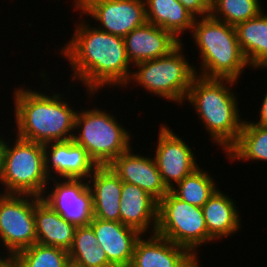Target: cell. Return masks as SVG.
<instances>
[{"mask_svg":"<svg viewBox=\"0 0 267 267\" xmlns=\"http://www.w3.org/2000/svg\"><path fill=\"white\" fill-rule=\"evenodd\" d=\"M208 234L214 239L228 237L239 231L240 217L235 201L220 191L216 192L202 206Z\"/></svg>","mask_w":267,"mask_h":267,"instance_id":"cell-21","label":"cell"},{"mask_svg":"<svg viewBox=\"0 0 267 267\" xmlns=\"http://www.w3.org/2000/svg\"><path fill=\"white\" fill-rule=\"evenodd\" d=\"M262 11L260 0H211L210 15L234 27Z\"/></svg>","mask_w":267,"mask_h":267,"instance_id":"cell-27","label":"cell"},{"mask_svg":"<svg viewBox=\"0 0 267 267\" xmlns=\"http://www.w3.org/2000/svg\"><path fill=\"white\" fill-rule=\"evenodd\" d=\"M123 39L133 66L167 55L180 43L170 32L148 22L133 29Z\"/></svg>","mask_w":267,"mask_h":267,"instance_id":"cell-17","label":"cell"},{"mask_svg":"<svg viewBox=\"0 0 267 267\" xmlns=\"http://www.w3.org/2000/svg\"><path fill=\"white\" fill-rule=\"evenodd\" d=\"M158 202L140 187L122 183L120 199V222L145 234L149 228L155 233ZM151 225V227H150Z\"/></svg>","mask_w":267,"mask_h":267,"instance_id":"cell-19","label":"cell"},{"mask_svg":"<svg viewBox=\"0 0 267 267\" xmlns=\"http://www.w3.org/2000/svg\"><path fill=\"white\" fill-rule=\"evenodd\" d=\"M0 267H20L16 255L8 254L7 257H0Z\"/></svg>","mask_w":267,"mask_h":267,"instance_id":"cell-31","label":"cell"},{"mask_svg":"<svg viewBox=\"0 0 267 267\" xmlns=\"http://www.w3.org/2000/svg\"><path fill=\"white\" fill-rule=\"evenodd\" d=\"M178 1L195 18H201L210 15L211 0H178Z\"/></svg>","mask_w":267,"mask_h":267,"instance_id":"cell-29","label":"cell"},{"mask_svg":"<svg viewBox=\"0 0 267 267\" xmlns=\"http://www.w3.org/2000/svg\"><path fill=\"white\" fill-rule=\"evenodd\" d=\"M187 248L157 233L136 241L130 267H194L199 261Z\"/></svg>","mask_w":267,"mask_h":267,"instance_id":"cell-15","label":"cell"},{"mask_svg":"<svg viewBox=\"0 0 267 267\" xmlns=\"http://www.w3.org/2000/svg\"><path fill=\"white\" fill-rule=\"evenodd\" d=\"M234 160L267 161V127L244 121L235 144L226 152Z\"/></svg>","mask_w":267,"mask_h":267,"instance_id":"cell-25","label":"cell"},{"mask_svg":"<svg viewBox=\"0 0 267 267\" xmlns=\"http://www.w3.org/2000/svg\"><path fill=\"white\" fill-rule=\"evenodd\" d=\"M40 199L34 195L0 193V242L7 254L16 255L37 243L34 212Z\"/></svg>","mask_w":267,"mask_h":267,"instance_id":"cell-9","label":"cell"},{"mask_svg":"<svg viewBox=\"0 0 267 267\" xmlns=\"http://www.w3.org/2000/svg\"><path fill=\"white\" fill-rule=\"evenodd\" d=\"M6 144V140L0 137V175L2 171L3 151Z\"/></svg>","mask_w":267,"mask_h":267,"instance_id":"cell-32","label":"cell"},{"mask_svg":"<svg viewBox=\"0 0 267 267\" xmlns=\"http://www.w3.org/2000/svg\"><path fill=\"white\" fill-rule=\"evenodd\" d=\"M37 243L69 251L76 226L67 222L42 199L35 204Z\"/></svg>","mask_w":267,"mask_h":267,"instance_id":"cell-20","label":"cell"},{"mask_svg":"<svg viewBox=\"0 0 267 267\" xmlns=\"http://www.w3.org/2000/svg\"><path fill=\"white\" fill-rule=\"evenodd\" d=\"M194 267H202V266H200L199 262H198Z\"/></svg>","mask_w":267,"mask_h":267,"instance_id":"cell-33","label":"cell"},{"mask_svg":"<svg viewBox=\"0 0 267 267\" xmlns=\"http://www.w3.org/2000/svg\"><path fill=\"white\" fill-rule=\"evenodd\" d=\"M14 145L6 141L3 151L0 184L5 194H26L42 197L51 181L45 170L44 145L15 138ZM48 189V190H46Z\"/></svg>","mask_w":267,"mask_h":267,"instance_id":"cell-6","label":"cell"},{"mask_svg":"<svg viewBox=\"0 0 267 267\" xmlns=\"http://www.w3.org/2000/svg\"><path fill=\"white\" fill-rule=\"evenodd\" d=\"M155 233L187 248L194 256L200 245L215 241L208 234L202 208L180 200L171 191L158 202Z\"/></svg>","mask_w":267,"mask_h":267,"instance_id":"cell-8","label":"cell"},{"mask_svg":"<svg viewBox=\"0 0 267 267\" xmlns=\"http://www.w3.org/2000/svg\"><path fill=\"white\" fill-rule=\"evenodd\" d=\"M182 46L180 42L167 55L137 63L134 67L138 70L132 72L129 82L133 80L131 83L137 82L155 96L182 104L197 72L186 60Z\"/></svg>","mask_w":267,"mask_h":267,"instance_id":"cell-7","label":"cell"},{"mask_svg":"<svg viewBox=\"0 0 267 267\" xmlns=\"http://www.w3.org/2000/svg\"><path fill=\"white\" fill-rule=\"evenodd\" d=\"M82 22L60 50L74 72L72 80L81 81L90 97L105 85H128L132 70L123 37L92 27L84 19Z\"/></svg>","mask_w":267,"mask_h":267,"instance_id":"cell-1","label":"cell"},{"mask_svg":"<svg viewBox=\"0 0 267 267\" xmlns=\"http://www.w3.org/2000/svg\"><path fill=\"white\" fill-rule=\"evenodd\" d=\"M54 188L41 199L54 211L59 213L67 222L76 227L87 226L91 223L93 216L92 192L84 179H62L56 181ZM46 193V194H45Z\"/></svg>","mask_w":267,"mask_h":267,"instance_id":"cell-11","label":"cell"},{"mask_svg":"<svg viewBox=\"0 0 267 267\" xmlns=\"http://www.w3.org/2000/svg\"><path fill=\"white\" fill-rule=\"evenodd\" d=\"M262 105L260 108V115H259V121L253 122V124L262 126V127H267V93L265 92V97L262 100Z\"/></svg>","mask_w":267,"mask_h":267,"instance_id":"cell-30","label":"cell"},{"mask_svg":"<svg viewBox=\"0 0 267 267\" xmlns=\"http://www.w3.org/2000/svg\"><path fill=\"white\" fill-rule=\"evenodd\" d=\"M214 180L204 169L197 168L170 191L180 200L202 208L218 189Z\"/></svg>","mask_w":267,"mask_h":267,"instance_id":"cell-26","label":"cell"},{"mask_svg":"<svg viewBox=\"0 0 267 267\" xmlns=\"http://www.w3.org/2000/svg\"><path fill=\"white\" fill-rule=\"evenodd\" d=\"M73 3L81 14L100 22L98 29L123 38L147 22L144 0H74Z\"/></svg>","mask_w":267,"mask_h":267,"instance_id":"cell-10","label":"cell"},{"mask_svg":"<svg viewBox=\"0 0 267 267\" xmlns=\"http://www.w3.org/2000/svg\"><path fill=\"white\" fill-rule=\"evenodd\" d=\"M20 267H70L68 251L38 243L16 254Z\"/></svg>","mask_w":267,"mask_h":267,"instance_id":"cell-28","label":"cell"},{"mask_svg":"<svg viewBox=\"0 0 267 267\" xmlns=\"http://www.w3.org/2000/svg\"><path fill=\"white\" fill-rule=\"evenodd\" d=\"M87 180L92 192L94 218L120 222L123 182L119 176L109 165L97 166Z\"/></svg>","mask_w":267,"mask_h":267,"instance_id":"cell-18","label":"cell"},{"mask_svg":"<svg viewBox=\"0 0 267 267\" xmlns=\"http://www.w3.org/2000/svg\"><path fill=\"white\" fill-rule=\"evenodd\" d=\"M74 130L79 132L74 131L72 140L87 151L97 166H108L132 145L130 132L100 108L78 111Z\"/></svg>","mask_w":267,"mask_h":267,"instance_id":"cell-5","label":"cell"},{"mask_svg":"<svg viewBox=\"0 0 267 267\" xmlns=\"http://www.w3.org/2000/svg\"><path fill=\"white\" fill-rule=\"evenodd\" d=\"M61 96L60 93L48 96L24 87L16 89L13 103L16 137L43 145L71 140L77 111Z\"/></svg>","mask_w":267,"mask_h":267,"instance_id":"cell-2","label":"cell"},{"mask_svg":"<svg viewBox=\"0 0 267 267\" xmlns=\"http://www.w3.org/2000/svg\"><path fill=\"white\" fill-rule=\"evenodd\" d=\"M159 130L154 159L164 184L170 190L199 166L192 148L170 127L160 125Z\"/></svg>","mask_w":267,"mask_h":267,"instance_id":"cell-12","label":"cell"},{"mask_svg":"<svg viewBox=\"0 0 267 267\" xmlns=\"http://www.w3.org/2000/svg\"><path fill=\"white\" fill-rule=\"evenodd\" d=\"M44 153L45 170L51 179L56 178L55 174L57 178L61 176L60 179L87 180L97 167L87 151L72 139L47 143Z\"/></svg>","mask_w":267,"mask_h":267,"instance_id":"cell-13","label":"cell"},{"mask_svg":"<svg viewBox=\"0 0 267 267\" xmlns=\"http://www.w3.org/2000/svg\"><path fill=\"white\" fill-rule=\"evenodd\" d=\"M68 254L73 267H113L90 225L76 228Z\"/></svg>","mask_w":267,"mask_h":267,"instance_id":"cell-24","label":"cell"},{"mask_svg":"<svg viewBox=\"0 0 267 267\" xmlns=\"http://www.w3.org/2000/svg\"><path fill=\"white\" fill-rule=\"evenodd\" d=\"M130 147L110 164L122 182L134 184L159 202L170 190L164 184L154 157L135 154Z\"/></svg>","mask_w":267,"mask_h":267,"instance_id":"cell-14","label":"cell"},{"mask_svg":"<svg viewBox=\"0 0 267 267\" xmlns=\"http://www.w3.org/2000/svg\"><path fill=\"white\" fill-rule=\"evenodd\" d=\"M236 82L196 75L185 98L194 107L213 142L221 146L225 153L237 141L244 123L240 118L236 96L229 88Z\"/></svg>","mask_w":267,"mask_h":267,"instance_id":"cell-3","label":"cell"},{"mask_svg":"<svg viewBox=\"0 0 267 267\" xmlns=\"http://www.w3.org/2000/svg\"><path fill=\"white\" fill-rule=\"evenodd\" d=\"M191 33L202 63L198 71L201 74L196 72V75L237 81L243 69L249 67L234 26L209 15L195 18Z\"/></svg>","mask_w":267,"mask_h":267,"instance_id":"cell-4","label":"cell"},{"mask_svg":"<svg viewBox=\"0 0 267 267\" xmlns=\"http://www.w3.org/2000/svg\"><path fill=\"white\" fill-rule=\"evenodd\" d=\"M263 13L235 27L243 55L256 70L267 68V13Z\"/></svg>","mask_w":267,"mask_h":267,"instance_id":"cell-23","label":"cell"},{"mask_svg":"<svg viewBox=\"0 0 267 267\" xmlns=\"http://www.w3.org/2000/svg\"><path fill=\"white\" fill-rule=\"evenodd\" d=\"M146 21L170 32L182 42V32L192 31L195 17L178 0H144Z\"/></svg>","mask_w":267,"mask_h":267,"instance_id":"cell-22","label":"cell"},{"mask_svg":"<svg viewBox=\"0 0 267 267\" xmlns=\"http://www.w3.org/2000/svg\"><path fill=\"white\" fill-rule=\"evenodd\" d=\"M113 267H130L136 241L142 234L121 222L92 218L89 224Z\"/></svg>","mask_w":267,"mask_h":267,"instance_id":"cell-16","label":"cell"}]
</instances>
